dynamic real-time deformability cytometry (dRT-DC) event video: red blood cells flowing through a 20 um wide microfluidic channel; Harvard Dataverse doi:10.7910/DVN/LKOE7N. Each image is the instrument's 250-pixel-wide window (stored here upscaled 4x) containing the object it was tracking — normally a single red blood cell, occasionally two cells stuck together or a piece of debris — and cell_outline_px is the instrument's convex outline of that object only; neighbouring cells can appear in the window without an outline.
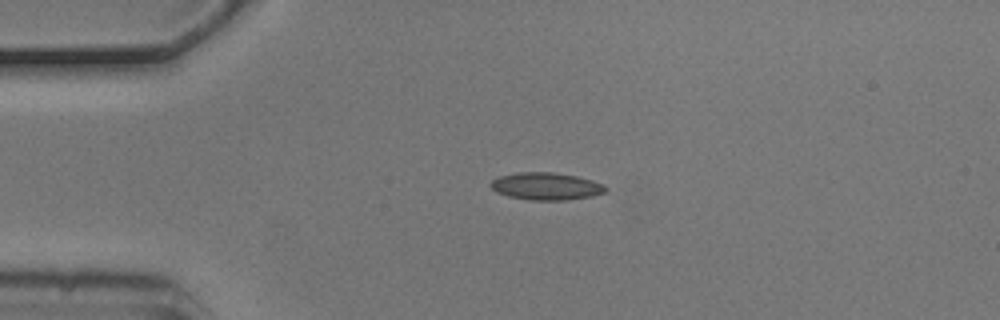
{"species": "common noctule bat (a hibernating species)", "species_latin": "Nyctalus noctula", "temperature_condition": "cold", "stored_images_in_passage": 2, "camera_frame_rate_fps": 3000, "um_per_image_px": 0.085, "animal": {"sex": "male", "body_mass_g": 20.5, "forearm_length_mm": 52.5}, "frame": {"image": 1, "passage_image": 1, "time_ms": 0.0, "image_size_px": [1000, 320], "cell_outline_px": [[608, 188], [604, 192], [592, 196], [568, 200], [528, 200], [508, 196], [496, 192], [488, 184], [492, 180], [500, 176], [516, 172], [556, 172], [576, 176], [592, 180], [604, 184]], "centroid_in_image_um": [46.41, 15.83], "position_along_channel_um": 38.6, "area_um2": 18.5}}